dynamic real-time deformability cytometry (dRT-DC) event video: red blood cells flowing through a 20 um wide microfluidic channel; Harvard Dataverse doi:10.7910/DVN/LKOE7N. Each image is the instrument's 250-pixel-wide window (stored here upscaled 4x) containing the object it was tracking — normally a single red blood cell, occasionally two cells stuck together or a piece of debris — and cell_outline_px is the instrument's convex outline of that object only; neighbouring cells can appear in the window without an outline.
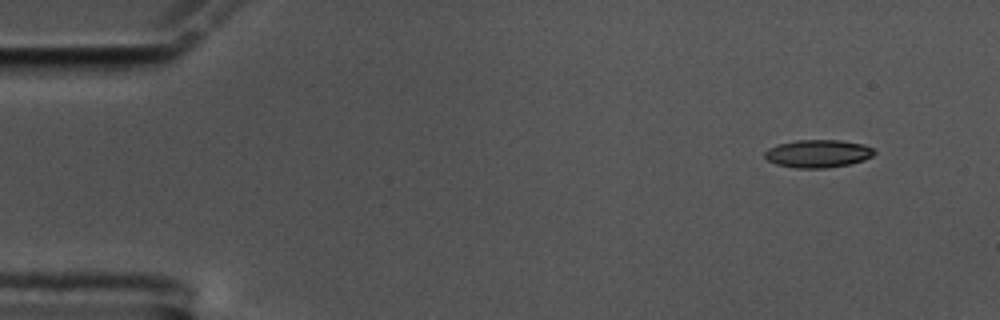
{"species": "common noctule bat (a hibernating species)", "species_latin": "Nyctalus noctula", "temperature_condition": "cold", "stored_images_in_passage": 54, "camera_frame_rate_fps": 3000, "um_per_image_px": 0.085, "animal": {"sex": "male", "body_mass_g": 17.5, "forearm_length_mm": 52.3}, "frame": {"image": 1, "passage_image": 1, "time_ms": 0.0, "image_size_px": [1000, 320], "cell_outline_px": [[876, 152], [872, 156], [864, 160], [848, 164], [824, 168], [796, 168], [776, 164], [768, 160], [764, 156], [764, 152], [768, 148], [776, 144], [796, 140], [840, 140], [864, 144], [872, 148]], "centroid_in_image_um": [69.51, 13.05], "position_along_channel_um": 15.5, "area_um2": 17.8}}
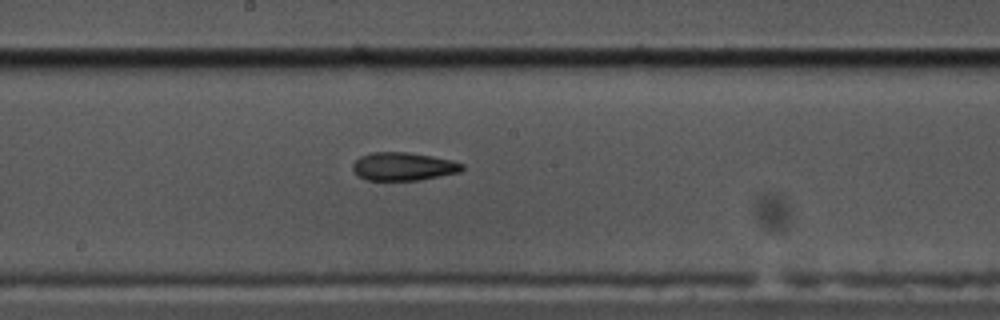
{"frame": {"image": 2, "passage_image": 27, "time_ms": 8.667, "image_size_px": [1000, 320], "cell_outline_px": [[464, 168], [460, 172], [420, 180], [364, 180], [352, 168], [352, 164], [360, 156], [372, 152], [408, 152], [432, 156], [452, 160], [464, 164]], "centroid_in_image_um": [34.3, 14.14], "position_along_channel_um": 213.9, "area_um2": 17.98}}
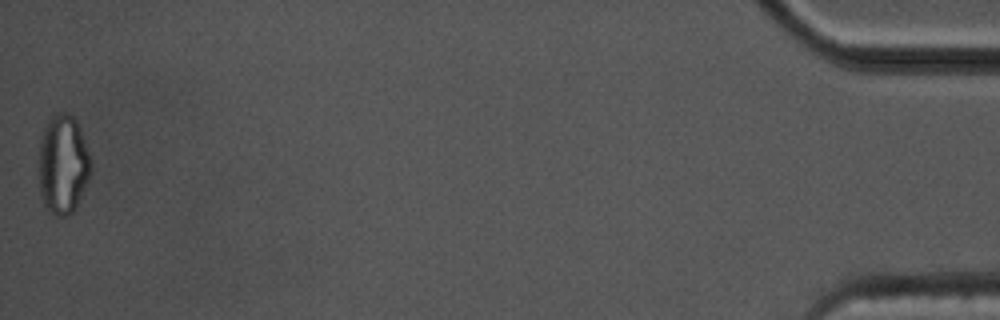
{"frame": {"image": 3, "passage_image": 54, "time_ms": 17.667, "image_size_px": [1000, 320], "cell_outline_px": [[92, 168], [76, 208], [68, 216], [56, 216], [44, 204], [40, 196], [40, 140], [48, 116], [52, 112], [64, 112], [72, 116], [76, 120], [80, 128], [92, 160]], "centroid_in_image_um": [5.36, 13.93], "position_along_channel_um": 429.8, "area_um2": 30.23}, "authors_computed_cell_mechanics": {"area_um2": 18.1781, "velocity_mm_per_s": 3.4665, "shape_relaxation_time_tau1_ms": null, "shape_relaxation_time_tau2_ms": 4.5283, "deformation_change_tau1": null, "deformation_change_tau2": 0.1298}}